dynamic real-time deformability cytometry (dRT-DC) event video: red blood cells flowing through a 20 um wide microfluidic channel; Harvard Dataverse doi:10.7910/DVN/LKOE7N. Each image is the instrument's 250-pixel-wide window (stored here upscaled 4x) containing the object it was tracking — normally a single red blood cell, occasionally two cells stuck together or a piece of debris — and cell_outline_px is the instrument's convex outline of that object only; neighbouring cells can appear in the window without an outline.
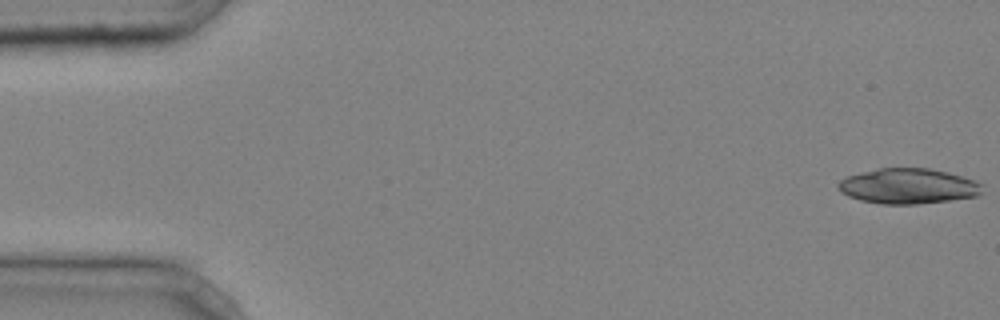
{"species": "common noctule bat (a hibernating species)", "species_latin": "Nyctalus noctula", "temperature_condition": "cold", "stored_images_in_passage": 44, "camera_frame_rate_fps": 3000, "um_per_image_px": 0.085, "animal": {"sex": "male", "body_mass_g": 20.4}, "frame": {"image": 1, "passage_image": 1, "time_ms": 0.0, "image_size_px": [1000, 320], "cell_outline_px": [[980, 196], [916, 204], [880, 204], [860, 200], [848, 196], [840, 192], [836, 188], [836, 184], [840, 180], [848, 176], [860, 172], [876, 168], [928, 168], [948, 172], [972, 180], [980, 184]], "centroid_in_image_um": [77.11, 15.82], "position_along_channel_um": 7.9, "area_um2": 29.59}}
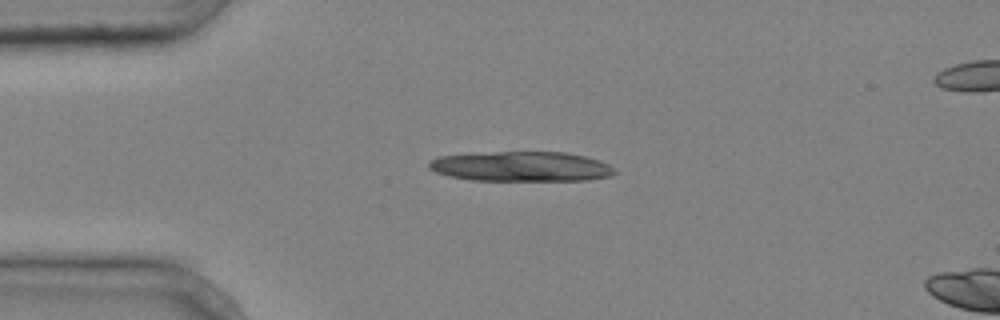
{"frame": {"image": 2, "passage_image": 11, "time_ms": 3.333, "image_size_px": [1000, 320], "cell_outline_px": [[616, 172], [612, 176], [588, 180], [472, 180], [448, 176], [436, 172], [428, 168], [428, 160], [440, 156], [472, 152], [564, 152], [584, 156], [600, 160], [608, 164]], "centroid_in_image_um": [44.25, 14.14], "position_along_channel_um": 40.7, "area_um2": 32.6}}